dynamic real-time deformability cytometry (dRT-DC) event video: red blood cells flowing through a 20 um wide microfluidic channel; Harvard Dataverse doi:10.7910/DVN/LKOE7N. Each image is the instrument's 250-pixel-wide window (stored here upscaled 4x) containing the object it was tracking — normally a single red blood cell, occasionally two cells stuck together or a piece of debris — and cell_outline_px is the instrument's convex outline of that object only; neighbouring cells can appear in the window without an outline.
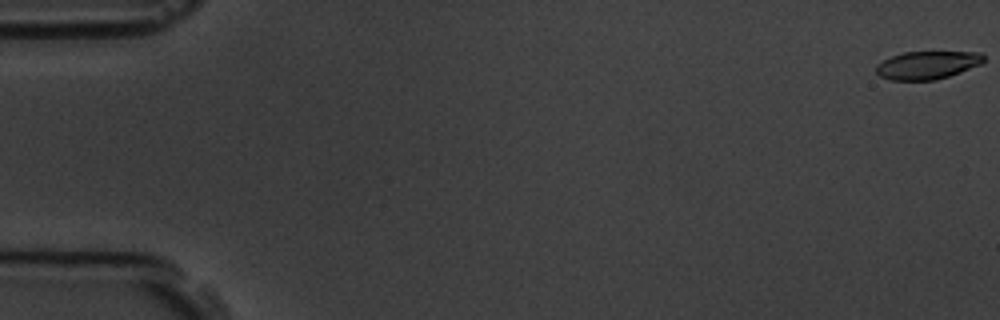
{"species": "common noctule bat (a hibernating species)", "species_latin": "Nyctalus noctula", "temperature_condition": "room temperature", "stored_images_in_passage": 5, "camera_frame_rate_fps": 3000, "um_per_image_px": 0.085, "animal": {"sex": "male", "body_mass_g": 19.5, "forearm_length_mm": 54.6}, "frame": {"image": 1, "passage_image": 1, "time_ms": 0.0, "image_size_px": [1000, 320], "cell_outline_px": [[984, 60], [980, 64], [960, 72], [936, 80], [888, 80], [880, 76], [876, 72], [876, 64], [892, 56], [904, 52], [980, 52], [984, 56]], "centroid_in_image_um": [78.79, 5.53], "position_along_channel_um": 6.2, "area_um2": 17.46}}
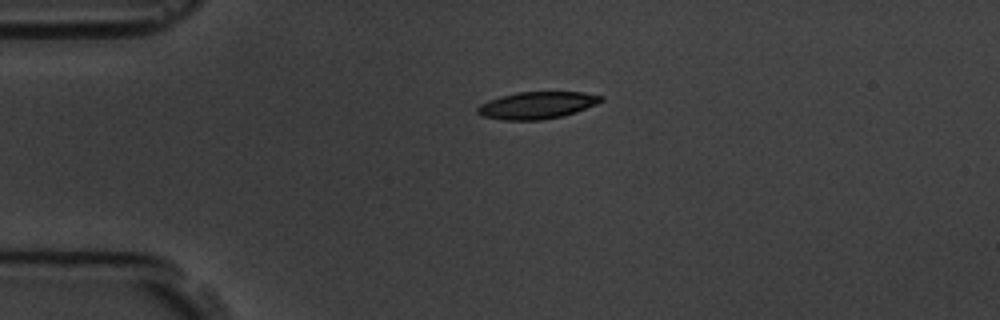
{"frame": {"image": 2, "passage_image": 4, "time_ms": 4.333, "image_size_px": [1000, 320], "cell_outline_px": [[604, 100], [596, 104], [576, 112], [560, 116], [540, 120], [504, 120], [480, 116], [476, 112], [476, 108], [480, 104], [488, 100], [500, 96], [516, 92], [584, 92], [604, 96]], "centroid_in_image_um": [45.61, 8.94], "position_along_channel_um": 39.4, "area_um2": 19.59}}